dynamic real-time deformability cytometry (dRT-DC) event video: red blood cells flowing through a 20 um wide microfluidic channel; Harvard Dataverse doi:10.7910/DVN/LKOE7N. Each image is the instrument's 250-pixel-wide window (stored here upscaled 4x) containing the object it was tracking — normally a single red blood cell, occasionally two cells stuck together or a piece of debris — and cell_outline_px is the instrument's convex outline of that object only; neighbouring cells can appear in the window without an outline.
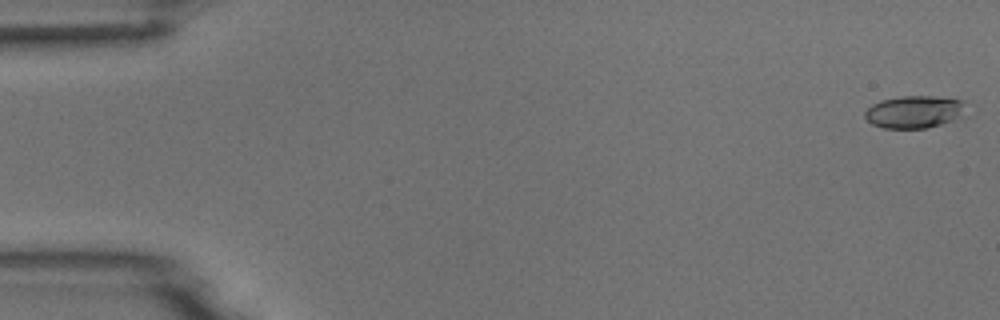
{"species": "common noctule bat (a hibernating species)", "species_latin": "Nyctalus noctula", "temperature_condition": "room temperature", "stored_images_in_passage": 4, "camera_frame_rate_fps": 3000, "um_per_image_px": 0.085, "animal": {"sex": "male", "body_mass_g": 18.8}, "frame": {"image": 1, "passage_image": 1, "time_ms": 0.0, "image_size_px": [1000, 320], "cell_outline_px": [[964, 100], [960, 116], [952, 120], [928, 128], [884, 128], [872, 124], [864, 116], [864, 112], [872, 104], [880, 100], [900, 96], [932, 96]], "centroid_in_image_um": [77.65, 9.5], "position_along_channel_um": 7.4, "area_um2": 18.84}}